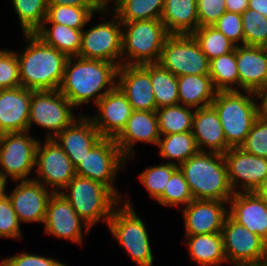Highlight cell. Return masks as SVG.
<instances>
[{
    "label": "cell",
    "mask_w": 267,
    "mask_h": 266,
    "mask_svg": "<svg viewBox=\"0 0 267 266\" xmlns=\"http://www.w3.org/2000/svg\"><path fill=\"white\" fill-rule=\"evenodd\" d=\"M118 66L103 60L68 57L59 91L77 109L97 104L117 85Z\"/></svg>",
    "instance_id": "obj_1"
},
{
    "label": "cell",
    "mask_w": 267,
    "mask_h": 266,
    "mask_svg": "<svg viewBox=\"0 0 267 266\" xmlns=\"http://www.w3.org/2000/svg\"><path fill=\"white\" fill-rule=\"evenodd\" d=\"M26 46L16 52L22 87L33 90H58L68 57L46 44L35 33H23Z\"/></svg>",
    "instance_id": "obj_2"
},
{
    "label": "cell",
    "mask_w": 267,
    "mask_h": 266,
    "mask_svg": "<svg viewBox=\"0 0 267 266\" xmlns=\"http://www.w3.org/2000/svg\"><path fill=\"white\" fill-rule=\"evenodd\" d=\"M178 168L196 200L229 201L234 195L223 154L198 151Z\"/></svg>",
    "instance_id": "obj_3"
},
{
    "label": "cell",
    "mask_w": 267,
    "mask_h": 266,
    "mask_svg": "<svg viewBox=\"0 0 267 266\" xmlns=\"http://www.w3.org/2000/svg\"><path fill=\"white\" fill-rule=\"evenodd\" d=\"M211 105L217 111L230 148L240 147L262 113L261 95L249 91H218Z\"/></svg>",
    "instance_id": "obj_4"
},
{
    "label": "cell",
    "mask_w": 267,
    "mask_h": 266,
    "mask_svg": "<svg viewBox=\"0 0 267 266\" xmlns=\"http://www.w3.org/2000/svg\"><path fill=\"white\" fill-rule=\"evenodd\" d=\"M60 193L90 229L100 221L108 225L115 208L122 202L104 184L77 175Z\"/></svg>",
    "instance_id": "obj_5"
},
{
    "label": "cell",
    "mask_w": 267,
    "mask_h": 266,
    "mask_svg": "<svg viewBox=\"0 0 267 266\" xmlns=\"http://www.w3.org/2000/svg\"><path fill=\"white\" fill-rule=\"evenodd\" d=\"M115 208L109 219L108 231L137 266H153L149 232L145 222L138 216L130 196Z\"/></svg>",
    "instance_id": "obj_6"
},
{
    "label": "cell",
    "mask_w": 267,
    "mask_h": 266,
    "mask_svg": "<svg viewBox=\"0 0 267 266\" xmlns=\"http://www.w3.org/2000/svg\"><path fill=\"white\" fill-rule=\"evenodd\" d=\"M169 36L161 20L122 23V65L158 63Z\"/></svg>",
    "instance_id": "obj_7"
},
{
    "label": "cell",
    "mask_w": 267,
    "mask_h": 266,
    "mask_svg": "<svg viewBox=\"0 0 267 266\" xmlns=\"http://www.w3.org/2000/svg\"><path fill=\"white\" fill-rule=\"evenodd\" d=\"M103 12V14H102ZM112 13L111 20L104 14ZM101 23L82 30L79 56L84 59L103 60L122 65V23L109 7L100 12Z\"/></svg>",
    "instance_id": "obj_8"
},
{
    "label": "cell",
    "mask_w": 267,
    "mask_h": 266,
    "mask_svg": "<svg viewBox=\"0 0 267 266\" xmlns=\"http://www.w3.org/2000/svg\"><path fill=\"white\" fill-rule=\"evenodd\" d=\"M39 140L29 131L0 134V174L14 182L32 180Z\"/></svg>",
    "instance_id": "obj_9"
},
{
    "label": "cell",
    "mask_w": 267,
    "mask_h": 266,
    "mask_svg": "<svg viewBox=\"0 0 267 266\" xmlns=\"http://www.w3.org/2000/svg\"><path fill=\"white\" fill-rule=\"evenodd\" d=\"M72 109L75 107L59 90L33 91L28 131L33 128L32 124H36L49 131L46 138L53 139L81 115L74 117Z\"/></svg>",
    "instance_id": "obj_10"
},
{
    "label": "cell",
    "mask_w": 267,
    "mask_h": 266,
    "mask_svg": "<svg viewBox=\"0 0 267 266\" xmlns=\"http://www.w3.org/2000/svg\"><path fill=\"white\" fill-rule=\"evenodd\" d=\"M126 161L114 138L103 137L75 166V174L104 184L123 201L114 185Z\"/></svg>",
    "instance_id": "obj_11"
},
{
    "label": "cell",
    "mask_w": 267,
    "mask_h": 266,
    "mask_svg": "<svg viewBox=\"0 0 267 266\" xmlns=\"http://www.w3.org/2000/svg\"><path fill=\"white\" fill-rule=\"evenodd\" d=\"M158 63L177 77L209 75L210 61L192 35H170Z\"/></svg>",
    "instance_id": "obj_12"
},
{
    "label": "cell",
    "mask_w": 267,
    "mask_h": 266,
    "mask_svg": "<svg viewBox=\"0 0 267 266\" xmlns=\"http://www.w3.org/2000/svg\"><path fill=\"white\" fill-rule=\"evenodd\" d=\"M35 168L33 179L49 187L53 193H60L76 176L70 158L54 139L49 138L44 142L39 140Z\"/></svg>",
    "instance_id": "obj_13"
},
{
    "label": "cell",
    "mask_w": 267,
    "mask_h": 266,
    "mask_svg": "<svg viewBox=\"0 0 267 266\" xmlns=\"http://www.w3.org/2000/svg\"><path fill=\"white\" fill-rule=\"evenodd\" d=\"M227 263L232 266L267 261V242L226 216L221 231Z\"/></svg>",
    "instance_id": "obj_14"
},
{
    "label": "cell",
    "mask_w": 267,
    "mask_h": 266,
    "mask_svg": "<svg viewBox=\"0 0 267 266\" xmlns=\"http://www.w3.org/2000/svg\"><path fill=\"white\" fill-rule=\"evenodd\" d=\"M223 156L233 192H257L267 177V158L247 153L240 147L228 149Z\"/></svg>",
    "instance_id": "obj_15"
},
{
    "label": "cell",
    "mask_w": 267,
    "mask_h": 266,
    "mask_svg": "<svg viewBox=\"0 0 267 266\" xmlns=\"http://www.w3.org/2000/svg\"><path fill=\"white\" fill-rule=\"evenodd\" d=\"M43 225L46 235L69 240L76 245L83 243V233L87 234L91 231L61 193L51 195Z\"/></svg>",
    "instance_id": "obj_16"
},
{
    "label": "cell",
    "mask_w": 267,
    "mask_h": 266,
    "mask_svg": "<svg viewBox=\"0 0 267 266\" xmlns=\"http://www.w3.org/2000/svg\"><path fill=\"white\" fill-rule=\"evenodd\" d=\"M133 110L156 111V100L150 80V63L121 65L117 72V85Z\"/></svg>",
    "instance_id": "obj_17"
},
{
    "label": "cell",
    "mask_w": 267,
    "mask_h": 266,
    "mask_svg": "<svg viewBox=\"0 0 267 266\" xmlns=\"http://www.w3.org/2000/svg\"><path fill=\"white\" fill-rule=\"evenodd\" d=\"M17 184L10 195H7L20 223L44 224L47 205L53 192L34 179L18 181Z\"/></svg>",
    "instance_id": "obj_18"
},
{
    "label": "cell",
    "mask_w": 267,
    "mask_h": 266,
    "mask_svg": "<svg viewBox=\"0 0 267 266\" xmlns=\"http://www.w3.org/2000/svg\"><path fill=\"white\" fill-rule=\"evenodd\" d=\"M228 201L192 200L181 208L184 219V235H201L222 231L228 215Z\"/></svg>",
    "instance_id": "obj_19"
},
{
    "label": "cell",
    "mask_w": 267,
    "mask_h": 266,
    "mask_svg": "<svg viewBox=\"0 0 267 266\" xmlns=\"http://www.w3.org/2000/svg\"><path fill=\"white\" fill-rule=\"evenodd\" d=\"M95 106L96 114L92 117L88 116L99 134L105 138H115L125 127L134 111L117 86L104 95Z\"/></svg>",
    "instance_id": "obj_20"
},
{
    "label": "cell",
    "mask_w": 267,
    "mask_h": 266,
    "mask_svg": "<svg viewBox=\"0 0 267 266\" xmlns=\"http://www.w3.org/2000/svg\"><path fill=\"white\" fill-rule=\"evenodd\" d=\"M160 131L156 111L134 110L125 127L114 141L128 161L134 159V146L137 142L158 145Z\"/></svg>",
    "instance_id": "obj_21"
},
{
    "label": "cell",
    "mask_w": 267,
    "mask_h": 266,
    "mask_svg": "<svg viewBox=\"0 0 267 266\" xmlns=\"http://www.w3.org/2000/svg\"><path fill=\"white\" fill-rule=\"evenodd\" d=\"M239 91L261 95L267 89V50L263 46L235 47Z\"/></svg>",
    "instance_id": "obj_22"
},
{
    "label": "cell",
    "mask_w": 267,
    "mask_h": 266,
    "mask_svg": "<svg viewBox=\"0 0 267 266\" xmlns=\"http://www.w3.org/2000/svg\"><path fill=\"white\" fill-rule=\"evenodd\" d=\"M228 215L267 242V199L257 192H238L228 201Z\"/></svg>",
    "instance_id": "obj_23"
},
{
    "label": "cell",
    "mask_w": 267,
    "mask_h": 266,
    "mask_svg": "<svg viewBox=\"0 0 267 266\" xmlns=\"http://www.w3.org/2000/svg\"><path fill=\"white\" fill-rule=\"evenodd\" d=\"M32 92L22 86L0 90V134L28 131Z\"/></svg>",
    "instance_id": "obj_24"
},
{
    "label": "cell",
    "mask_w": 267,
    "mask_h": 266,
    "mask_svg": "<svg viewBox=\"0 0 267 266\" xmlns=\"http://www.w3.org/2000/svg\"><path fill=\"white\" fill-rule=\"evenodd\" d=\"M102 138L89 116L81 114L53 139L75 167Z\"/></svg>",
    "instance_id": "obj_25"
},
{
    "label": "cell",
    "mask_w": 267,
    "mask_h": 266,
    "mask_svg": "<svg viewBox=\"0 0 267 266\" xmlns=\"http://www.w3.org/2000/svg\"><path fill=\"white\" fill-rule=\"evenodd\" d=\"M192 133L199 151L224 154L230 149L217 111L212 105L195 109Z\"/></svg>",
    "instance_id": "obj_26"
},
{
    "label": "cell",
    "mask_w": 267,
    "mask_h": 266,
    "mask_svg": "<svg viewBox=\"0 0 267 266\" xmlns=\"http://www.w3.org/2000/svg\"><path fill=\"white\" fill-rule=\"evenodd\" d=\"M160 20L170 35H191L199 27L197 0H164Z\"/></svg>",
    "instance_id": "obj_27"
},
{
    "label": "cell",
    "mask_w": 267,
    "mask_h": 266,
    "mask_svg": "<svg viewBox=\"0 0 267 266\" xmlns=\"http://www.w3.org/2000/svg\"><path fill=\"white\" fill-rule=\"evenodd\" d=\"M184 237L189 257L198 266H221L227 263L221 232Z\"/></svg>",
    "instance_id": "obj_28"
},
{
    "label": "cell",
    "mask_w": 267,
    "mask_h": 266,
    "mask_svg": "<svg viewBox=\"0 0 267 266\" xmlns=\"http://www.w3.org/2000/svg\"><path fill=\"white\" fill-rule=\"evenodd\" d=\"M177 81L179 104L193 109L211 105L218 92L209 75H184Z\"/></svg>",
    "instance_id": "obj_29"
},
{
    "label": "cell",
    "mask_w": 267,
    "mask_h": 266,
    "mask_svg": "<svg viewBox=\"0 0 267 266\" xmlns=\"http://www.w3.org/2000/svg\"><path fill=\"white\" fill-rule=\"evenodd\" d=\"M35 34L46 44L61 51L67 57L79 56L82 30L57 23H43Z\"/></svg>",
    "instance_id": "obj_30"
},
{
    "label": "cell",
    "mask_w": 267,
    "mask_h": 266,
    "mask_svg": "<svg viewBox=\"0 0 267 266\" xmlns=\"http://www.w3.org/2000/svg\"><path fill=\"white\" fill-rule=\"evenodd\" d=\"M111 4L113 8L110 6ZM163 4L164 0H108L110 9H112L121 23L160 20Z\"/></svg>",
    "instance_id": "obj_31"
},
{
    "label": "cell",
    "mask_w": 267,
    "mask_h": 266,
    "mask_svg": "<svg viewBox=\"0 0 267 266\" xmlns=\"http://www.w3.org/2000/svg\"><path fill=\"white\" fill-rule=\"evenodd\" d=\"M157 147L161 158L168 159L167 163L177 166L199 151L192 131L161 135Z\"/></svg>",
    "instance_id": "obj_32"
},
{
    "label": "cell",
    "mask_w": 267,
    "mask_h": 266,
    "mask_svg": "<svg viewBox=\"0 0 267 266\" xmlns=\"http://www.w3.org/2000/svg\"><path fill=\"white\" fill-rule=\"evenodd\" d=\"M108 7H78L69 5L48 4L46 19L43 23H57L69 28L83 30L94 13H99Z\"/></svg>",
    "instance_id": "obj_33"
},
{
    "label": "cell",
    "mask_w": 267,
    "mask_h": 266,
    "mask_svg": "<svg viewBox=\"0 0 267 266\" xmlns=\"http://www.w3.org/2000/svg\"><path fill=\"white\" fill-rule=\"evenodd\" d=\"M150 80L157 109L179 104L177 76L159 63H150Z\"/></svg>",
    "instance_id": "obj_34"
},
{
    "label": "cell",
    "mask_w": 267,
    "mask_h": 266,
    "mask_svg": "<svg viewBox=\"0 0 267 266\" xmlns=\"http://www.w3.org/2000/svg\"><path fill=\"white\" fill-rule=\"evenodd\" d=\"M209 76L217 91H239V75L235 49L232 52L210 60Z\"/></svg>",
    "instance_id": "obj_35"
},
{
    "label": "cell",
    "mask_w": 267,
    "mask_h": 266,
    "mask_svg": "<svg viewBox=\"0 0 267 266\" xmlns=\"http://www.w3.org/2000/svg\"><path fill=\"white\" fill-rule=\"evenodd\" d=\"M195 109L181 104L156 109L161 135L192 131Z\"/></svg>",
    "instance_id": "obj_36"
},
{
    "label": "cell",
    "mask_w": 267,
    "mask_h": 266,
    "mask_svg": "<svg viewBox=\"0 0 267 266\" xmlns=\"http://www.w3.org/2000/svg\"><path fill=\"white\" fill-rule=\"evenodd\" d=\"M210 60L234 51L236 45L214 26H200L192 34Z\"/></svg>",
    "instance_id": "obj_37"
},
{
    "label": "cell",
    "mask_w": 267,
    "mask_h": 266,
    "mask_svg": "<svg viewBox=\"0 0 267 266\" xmlns=\"http://www.w3.org/2000/svg\"><path fill=\"white\" fill-rule=\"evenodd\" d=\"M23 33H35L46 19L48 0H11Z\"/></svg>",
    "instance_id": "obj_38"
},
{
    "label": "cell",
    "mask_w": 267,
    "mask_h": 266,
    "mask_svg": "<svg viewBox=\"0 0 267 266\" xmlns=\"http://www.w3.org/2000/svg\"><path fill=\"white\" fill-rule=\"evenodd\" d=\"M178 169L177 165L163 162V164L147 166L139 174V181L150 194V197L157 201L167 187V182L170 180L171 175Z\"/></svg>",
    "instance_id": "obj_39"
},
{
    "label": "cell",
    "mask_w": 267,
    "mask_h": 266,
    "mask_svg": "<svg viewBox=\"0 0 267 266\" xmlns=\"http://www.w3.org/2000/svg\"><path fill=\"white\" fill-rule=\"evenodd\" d=\"M194 200L189 185L184 178L183 173L178 168L167 182L163 195L157 200V203L164 207H184Z\"/></svg>",
    "instance_id": "obj_40"
},
{
    "label": "cell",
    "mask_w": 267,
    "mask_h": 266,
    "mask_svg": "<svg viewBox=\"0 0 267 266\" xmlns=\"http://www.w3.org/2000/svg\"><path fill=\"white\" fill-rule=\"evenodd\" d=\"M241 18L244 45L265 47L267 45V18L253 9L245 10Z\"/></svg>",
    "instance_id": "obj_41"
},
{
    "label": "cell",
    "mask_w": 267,
    "mask_h": 266,
    "mask_svg": "<svg viewBox=\"0 0 267 266\" xmlns=\"http://www.w3.org/2000/svg\"><path fill=\"white\" fill-rule=\"evenodd\" d=\"M240 148L247 153L267 158V117L263 113L253 123Z\"/></svg>",
    "instance_id": "obj_42"
},
{
    "label": "cell",
    "mask_w": 267,
    "mask_h": 266,
    "mask_svg": "<svg viewBox=\"0 0 267 266\" xmlns=\"http://www.w3.org/2000/svg\"><path fill=\"white\" fill-rule=\"evenodd\" d=\"M21 86L16 50L0 49V90Z\"/></svg>",
    "instance_id": "obj_43"
},
{
    "label": "cell",
    "mask_w": 267,
    "mask_h": 266,
    "mask_svg": "<svg viewBox=\"0 0 267 266\" xmlns=\"http://www.w3.org/2000/svg\"><path fill=\"white\" fill-rule=\"evenodd\" d=\"M20 224L7 195L0 200V238L22 239Z\"/></svg>",
    "instance_id": "obj_44"
},
{
    "label": "cell",
    "mask_w": 267,
    "mask_h": 266,
    "mask_svg": "<svg viewBox=\"0 0 267 266\" xmlns=\"http://www.w3.org/2000/svg\"><path fill=\"white\" fill-rule=\"evenodd\" d=\"M212 26L224 34L236 46L244 45L241 14L226 11Z\"/></svg>",
    "instance_id": "obj_45"
},
{
    "label": "cell",
    "mask_w": 267,
    "mask_h": 266,
    "mask_svg": "<svg viewBox=\"0 0 267 266\" xmlns=\"http://www.w3.org/2000/svg\"><path fill=\"white\" fill-rule=\"evenodd\" d=\"M0 266H68L63 262L52 259V257L36 255L28 252H21L16 255L4 258ZM70 266V265H69Z\"/></svg>",
    "instance_id": "obj_46"
},
{
    "label": "cell",
    "mask_w": 267,
    "mask_h": 266,
    "mask_svg": "<svg viewBox=\"0 0 267 266\" xmlns=\"http://www.w3.org/2000/svg\"><path fill=\"white\" fill-rule=\"evenodd\" d=\"M200 26H212L227 10L225 0H197Z\"/></svg>",
    "instance_id": "obj_47"
},
{
    "label": "cell",
    "mask_w": 267,
    "mask_h": 266,
    "mask_svg": "<svg viewBox=\"0 0 267 266\" xmlns=\"http://www.w3.org/2000/svg\"><path fill=\"white\" fill-rule=\"evenodd\" d=\"M48 4L78 7H109L108 0H48Z\"/></svg>",
    "instance_id": "obj_48"
},
{
    "label": "cell",
    "mask_w": 267,
    "mask_h": 266,
    "mask_svg": "<svg viewBox=\"0 0 267 266\" xmlns=\"http://www.w3.org/2000/svg\"><path fill=\"white\" fill-rule=\"evenodd\" d=\"M225 4L228 12L242 14L248 9L249 0H225Z\"/></svg>",
    "instance_id": "obj_49"
},
{
    "label": "cell",
    "mask_w": 267,
    "mask_h": 266,
    "mask_svg": "<svg viewBox=\"0 0 267 266\" xmlns=\"http://www.w3.org/2000/svg\"><path fill=\"white\" fill-rule=\"evenodd\" d=\"M248 9L260 12L267 18V0H249Z\"/></svg>",
    "instance_id": "obj_50"
},
{
    "label": "cell",
    "mask_w": 267,
    "mask_h": 266,
    "mask_svg": "<svg viewBox=\"0 0 267 266\" xmlns=\"http://www.w3.org/2000/svg\"><path fill=\"white\" fill-rule=\"evenodd\" d=\"M7 182V179L0 174V200L7 196V190H5Z\"/></svg>",
    "instance_id": "obj_51"
},
{
    "label": "cell",
    "mask_w": 267,
    "mask_h": 266,
    "mask_svg": "<svg viewBox=\"0 0 267 266\" xmlns=\"http://www.w3.org/2000/svg\"><path fill=\"white\" fill-rule=\"evenodd\" d=\"M262 113L267 117V89L261 94Z\"/></svg>",
    "instance_id": "obj_52"
},
{
    "label": "cell",
    "mask_w": 267,
    "mask_h": 266,
    "mask_svg": "<svg viewBox=\"0 0 267 266\" xmlns=\"http://www.w3.org/2000/svg\"><path fill=\"white\" fill-rule=\"evenodd\" d=\"M257 193L267 199V177L261 187L258 189Z\"/></svg>",
    "instance_id": "obj_53"
}]
</instances>
